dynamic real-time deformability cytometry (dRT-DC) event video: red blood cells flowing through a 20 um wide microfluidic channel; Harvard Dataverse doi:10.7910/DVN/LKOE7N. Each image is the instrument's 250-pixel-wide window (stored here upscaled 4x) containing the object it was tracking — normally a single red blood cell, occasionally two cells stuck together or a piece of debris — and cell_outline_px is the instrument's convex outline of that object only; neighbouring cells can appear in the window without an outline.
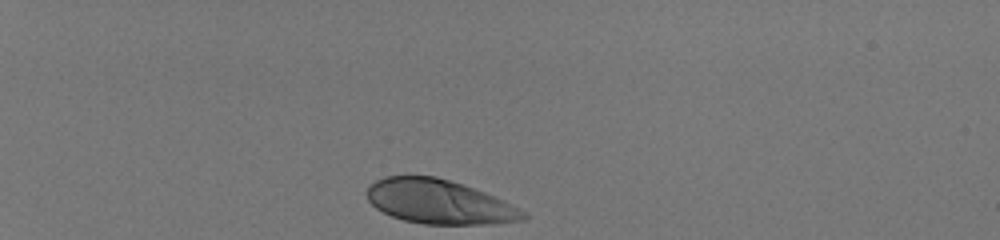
{"species": "human", "species_latin": "Homo sapiens", "temperature_condition": "room temperature", "stored_images_in_passage": 35, "camera_frame_rate_fps": 3000, "um_per_image_px": 0.085, "donor": {"sex": "male"}, "frame": {"image": 1, "passage_image": 1, "time_ms": 0.0, "image_size_px": [1000, 240], "cell_outline_px": [[528, 216], [524, 220], [492, 224], [424, 224], [404, 220], [392, 216], [376, 208], [368, 200], [368, 184], [384, 176], [436, 176], [464, 184], [504, 200], [528, 212]], "centroid_in_image_um": [37.37, 17.15], "position_along_channel_um": 47.6, "area_um2": 40.4}}
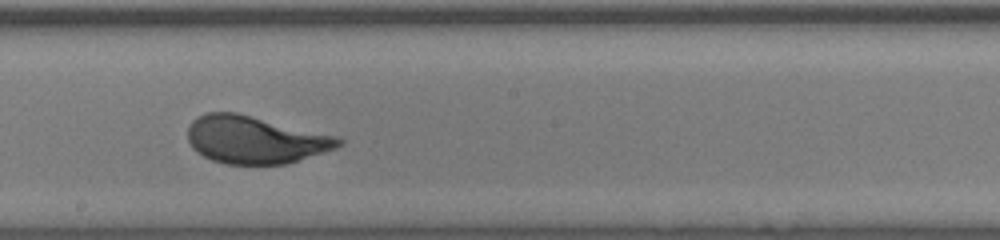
{"frame": {"image": 2, "passage_image": 20, "time_ms": 6.333, "image_size_px": [1000, 240], "cell_outline_px": [[344, 144], [336, 148], [288, 164], [224, 164], [212, 160], [196, 152], [192, 148], [188, 140], [188, 128], [192, 120], [196, 116], [204, 112], [236, 112], [340, 136], [344, 140]], "centroid_in_image_um": [21.7, 11.87], "position_along_channel_um": 226.5, "area_um2": 42.31}}
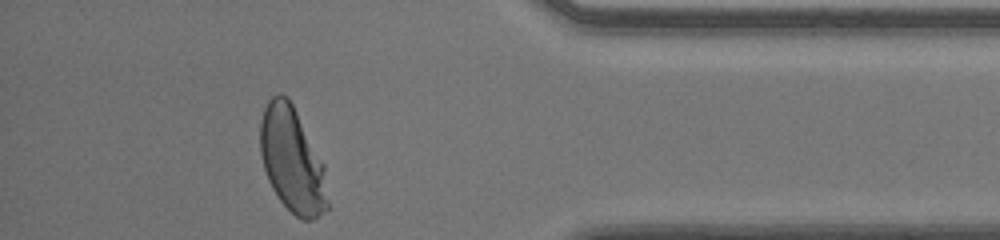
{"frame": {"image": 3, "passage_image": 35, "time_ms": 11.333, "image_size_px": [1000, 240], "cell_outline_px": [[328, 208], [312, 220], [300, 220], [276, 196], [268, 180], [264, 168], [260, 152], [260, 120], [264, 108], [268, 100], [272, 96], [280, 92], [288, 96], [324, 164], [328, 200]], "centroid_in_image_um": [24.82, 13.59], "position_along_channel_um": 410.4, "area_um2": 41.33}, "authors_computed_cell_mechanics": {"area_um2": 41.327, "velocity_mm_per_s": 4.016, "shape_relaxation_time_tau1_ms": 3.494, "shape_relaxation_time_tau2_ms": null, "deformation_change_tau1": 0.2058, "deformation_change_tau2": null}}